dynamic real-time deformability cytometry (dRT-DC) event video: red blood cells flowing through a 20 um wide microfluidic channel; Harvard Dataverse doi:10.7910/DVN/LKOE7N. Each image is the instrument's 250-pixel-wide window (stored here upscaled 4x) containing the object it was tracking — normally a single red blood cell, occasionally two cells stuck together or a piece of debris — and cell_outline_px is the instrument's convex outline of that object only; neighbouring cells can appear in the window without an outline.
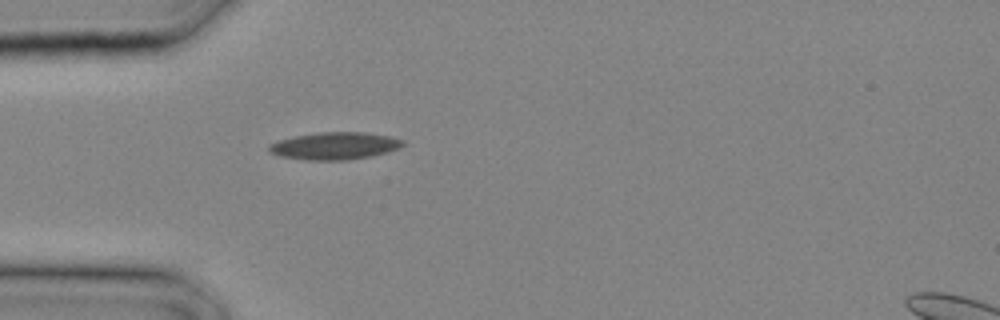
{"species": "common noctule bat (a hibernating species)", "species_latin": "Nyctalus noctula", "temperature_condition": "cold", "stored_images_in_passage": 4, "camera_frame_rate_fps": 3000, "um_per_image_px": 0.085, "animal": {"sex": "male", "body_mass_g": 20.4}, "frame": {"image": 1, "passage_image": 1, "time_ms": 0.0, "image_size_px": [1000, 320], "cell_outline_px": [[404, 144], [400, 148], [388, 152], [368, 156], [344, 160], [308, 160], [280, 156], [272, 152], [268, 148], [268, 144], [276, 140], [296, 136], [320, 132], [364, 132], [388, 136], [404, 140]], "centroid_in_image_um": [28.44, 12.39], "position_along_channel_um": 56.6, "area_um2": 21.15}}